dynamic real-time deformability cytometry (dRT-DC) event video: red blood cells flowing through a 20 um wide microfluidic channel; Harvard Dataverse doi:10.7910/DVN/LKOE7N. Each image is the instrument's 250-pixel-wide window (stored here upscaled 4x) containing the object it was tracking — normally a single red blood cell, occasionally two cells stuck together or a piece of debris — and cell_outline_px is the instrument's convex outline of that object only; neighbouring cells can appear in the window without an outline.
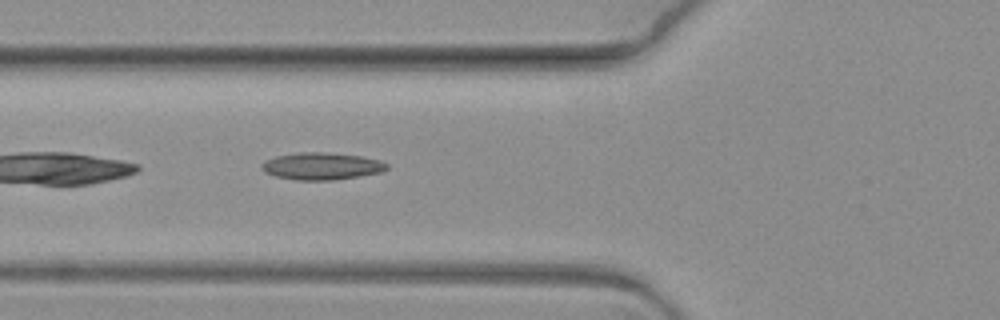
{"species": "common noctule bat (a hibernating species)", "species_latin": "Nyctalus noctula", "temperature_condition": "warm", "stored_images_in_passage": 8, "camera_frame_rate_fps": 3000, "um_per_image_px": 0.085, "animal": {"sex": "female", "body_mass_g": 19.3, "forearm_length_mm": 54.1}, "frame": {"image": 1, "passage_image": 8, "time_ms": 2.333, "image_size_px": [1000, 320], "cell_outline_px": [[388, 168], [380, 172], [360, 176], [332, 180], [296, 180], [276, 176], [264, 172], [260, 168], [260, 164], [264, 160], [276, 156], [300, 152], [324, 152], [360, 156], [380, 160], [388, 164]], "centroid_in_image_um": [27.3, 14.12], "position_along_channel_um": 98.5, "area_um2": 19.83}}